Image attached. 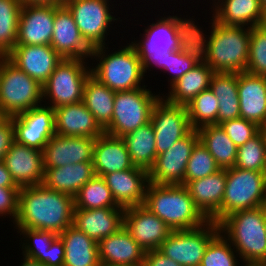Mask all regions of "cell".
<instances>
[{
    "instance_id": "cell-1",
    "label": "cell",
    "mask_w": 266,
    "mask_h": 266,
    "mask_svg": "<svg viewBox=\"0 0 266 266\" xmlns=\"http://www.w3.org/2000/svg\"><path fill=\"white\" fill-rule=\"evenodd\" d=\"M74 197L45 187L43 184L19 190L18 214L12 226L61 234L72 226Z\"/></svg>"
},
{
    "instance_id": "cell-2",
    "label": "cell",
    "mask_w": 266,
    "mask_h": 266,
    "mask_svg": "<svg viewBox=\"0 0 266 266\" xmlns=\"http://www.w3.org/2000/svg\"><path fill=\"white\" fill-rule=\"evenodd\" d=\"M208 22L211 24L208 32L199 22L195 24V38L201 47L202 59L214 73L246 72L251 28L223 25L213 18Z\"/></svg>"
},
{
    "instance_id": "cell-3",
    "label": "cell",
    "mask_w": 266,
    "mask_h": 266,
    "mask_svg": "<svg viewBox=\"0 0 266 266\" xmlns=\"http://www.w3.org/2000/svg\"><path fill=\"white\" fill-rule=\"evenodd\" d=\"M182 15L163 14V17L158 14L155 22L144 27L139 39L134 37V40L129 41L138 53L145 74L152 71L153 67L164 71L167 52L181 50L195 37V17L186 15L185 18Z\"/></svg>"
},
{
    "instance_id": "cell-4",
    "label": "cell",
    "mask_w": 266,
    "mask_h": 266,
    "mask_svg": "<svg viewBox=\"0 0 266 266\" xmlns=\"http://www.w3.org/2000/svg\"><path fill=\"white\" fill-rule=\"evenodd\" d=\"M123 44L118 46L120 49L113 48L114 51H110L108 45L93 48L90 58L97 62L90 63L91 75L115 92L147 86L144 81L148 75L144 73L135 47L130 42Z\"/></svg>"
},
{
    "instance_id": "cell-5",
    "label": "cell",
    "mask_w": 266,
    "mask_h": 266,
    "mask_svg": "<svg viewBox=\"0 0 266 266\" xmlns=\"http://www.w3.org/2000/svg\"><path fill=\"white\" fill-rule=\"evenodd\" d=\"M143 205L172 231L194 229L208 221L196 208L184 185H157L149 182Z\"/></svg>"
},
{
    "instance_id": "cell-6",
    "label": "cell",
    "mask_w": 266,
    "mask_h": 266,
    "mask_svg": "<svg viewBox=\"0 0 266 266\" xmlns=\"http://www.w3.org/2000/svg\"><path fill=\"white\" fill-rule=\"evenodd\" d=\"M219 227L241 262H266V206L236 211L225 217Z\"/></svg>"
},
{
    "instance_id": "cell-7",
    "label": "cell",
    "mask_w": 266,
    "mask_h": 266,
    "mask_svg": "<svg viewBox=\"0 0 266 266\" xmlns=\"http://www.w3.org/2000/svg\"><path fill=\"white\" fill-rule=\"evenodd\" d=\"M43 104V86L17 68L6 57H0V109L7 116Z\"/></svg>"
},
{
    "instance_id": "cell-8",
    "label": "cell",
    "mask_w": 266,
    "mask_h": 266,
    "mask_svg": "<svg viewBox=\"0 0 266 266\" xmlns=\"http://www.w3.org/2000/svg\"><path fill=\"white\" fill-rule=\"evenodd\" d=\"M147 87L115 92L113 115L105 133L122 138L150 122L152 108L162 92L152 93Z\"/></svg>"
},
{
    "instance_id": "cell-9",
    "label": "cell",
    "mask_w": 266,
    "mask_h": 266,
    "mask_svg": "<svg viewBox=\"0 0 266 266\" xmlns=\"http://www.w3.org/2000/svg\"><path fill=\"white\" fill-rule=\"evenodd\" d=\"M261 206H266V173L237 167L226 169L221 221L236 211Z\"/></svg>"
},
{
    "instance_id": "cell-10",
    "label": "cell",
    "mask_w": 266,
    "mask_h": 266,
    "mask_svg": "<svg viewBox=\"0 0 266 266\" xmlns=\"http://www.w3.org/2000/svg\"><path fill=\"white\" fill-rule=\"evenodd\" d=\"M111 0H65L63 5L70 11L73 19L86 43L93 49L107 46L109 32L114 29L112 24L122 22L123 19L114 15ZM112 4V5H110ZM112 29H109V28ZM109 29V30H108ZM106 40L108 41L106 43Z\"/></svg>"
},
{
    "instance_id": "cell-11",
    "label": "cell",
    "mask_w": 266,
    "mask_h": 266,
    "mask_svg": "<svg viewBox=\"0 0 266 266\" xmlns=\"http://www.w3.org/2000/svg\"><path fill=\"white\" fill-rule=\"evenodd\" d=\"M89 62L63 59L43 85V103L55 109L81 102L85 81L91 74Z\"/></svg>"
},
{
    "instance_id": "cell-12",
    "label": "cell",
    "mask_w": 266,
    "mask_h": 266,
    "mask_svg": "<svg viewBox=\"0 0 266 266\" xmlns=\"http://www.w3.org/2000/svg\"><path fill=\"white\" fill-rule=\"evenodd\" d=\"M219 233V224L208 220L194 229L172 231L158 250L182 266H200L208 244Z\"/></svg>"
},
{
    "instance_id": "cell-13",
    "label": "cell",
    "mask_w": 266,
    "mask_h": 266,
    "mask_svg": "<svg viewBox=\"0 0 266 266\" xmlns=\"http://www.w3.org/2000/svg\"><path fill=\"white\" fill-rule=\"evenodd\" d=\"M198 141V132L192 129L167 151L157 155L153 167L148 172L149 182L157 185L185 186L186 166Z\"/></svg>"
},
{
    "instance_id": "cell-14",
    "label": "cell",
    "mask_w": 266,
    "mask_h": 266,
    "mask_svg": "<svg viewBox=\"0 0 266 266\" xmlns=\"http://www.w3.org/2000/svg\"><path fill=\"white\" fill-rule=\"evenodd\" d=\"M150 122L155 132L157 155L167 151L192 130L187 107L171 104L162 96L152 108Z\"/></svg>"
},
{
    "instance_id": "cell-15",
    "label": "cell",
    "mask_w": 266,
    "mask_h": 266,
    "mask_svg": "<svg viewBox=\"0 0 266 266\" xmlns=\"http://www.w3.org/2000/svg\"><path fill=\"white\" fill-rule=\"evenodd\" d=\"M12 123L17 143L41 151L56 134L54 109L45 104L12 116Z\"/></svg>"
},
{
    "instance_id": "cell-16",
    "label": "cell",
    "mask_w": 266,
    "mask_h": 266,
    "mask_svg": "<svg viewBox=\"0 0 266 266\" xmlns=\"http://www.w3.org/2000/svg\"><path fill=\"white\" fill-rule=\"evenodd\" d=\"M123 226L146 252L156 250L171 234V228L144 205L125 208Z\"/></svg>"
},
{
    "instance_id": "cell-17",
    "label": "cell",
    "mask_w": 266,
    "mask_h": 266,
    "mask_svg": "<svg viewBox=\"0 0 266 266\" xmlns=\"http://www.w3.org/2000/svg\"><path fill=\"white\" fill-rule=\"evenodd\" d=\"M50 46L63 59L89 61L92 48L83 39L70 11L64 5H55L54 31Z\"/></svg>"
},
{
    "instance_id": "cell-18",
    "label": "cell",
    "mask_w": 266,
    "mask_h": 266,
    "mask_svg": "<svg viewBox=\"0 0 266 266\" xmlns=\"http://www.w3.org/2000/svg\"><path fill=\"white\" fill-rule=\"evenodd\" d=\"M5 57L42 86L63 60L50 45H16Z\"/></svg>"
},
{
    "instance_id": "cell-19",
    "label": "cell",
    "mask_w": 266,
    "mask_h": 266,
    "mask_svg": "<svg viewBox=\"0 0 266 266\" xmlns=\"http://www.w3.org/2000/svg\"><path fill=\"white\" fill-rule=\"evenodd\" d=\"M55 5H22L16 45H50Z\"/></svg>"
},
{
    "instance_id": "cell-20",
    "label": "cell",
    "mask_w": 266,
    "mask_h": 266,
    "mask_svg": "<svg viewBox=\"0 0 266 266\" xmlns=\"http://www.w3.org/2000/svg\"><path fill=\"white\" fill-rule=\"evenodd\" d=\"M3 162L19 188L42 184L45 170L43 151L15 141Z\"/></svg>"
},
{
    "instance_id": "cell-21",
    "label": "cell",
    "mask_w": 266,
    "mask_h": 266,
    "mask_svg": "<svg viewBox=\"0 0 266 266\" xmlns=\"http://www.w3.org/2000/svg\"><path fill=\"white\" fill-rule=\"evenodd\" d=\"M96 138L55 134L43 149L44 168L93 162Z\"/></svg>"
},
{
    "instance_id": "cell-22",
    "label": "cell",
    "mask_w": 266,
    "mask_h": 266,
    "mask_svg": "<svg viewBox=\"0 0 266 266\" xmlns=\"http://www.w3.org/2000/svg\"><path fill=\"white\" fill-rule=\"evenodd\" d=\"M102 178L119 207L125 209L144 204L149 183L147 170L134 166L124 171L105 174Z\"/></svg>"
},
{
    "instance_id": "cell-23",
    "label": "cell",
    "mask_w": 266,
    "mask_h": 266,
    "mask_svg": "<svg viewBox=\"0 0 266 266\" xmlns=\"http://www.w3.org/2000/svg\"><path fill=\"white\" fill-rule=\"evenodd\" d=\"M187 188L196 208L207 219L221 222V204L226 187V169H220L207 177L189 181Z\"/></svg>"
},
{
    "instance_id": "cell-24",
    "label": "cell",
    "mask_w": 266,
    "mask_h": 266,
    "mask_svg": "<svg viewBox=\"0 0 266 266\" xmlns=\"http://www.w3.org/2000/svg\"><path fill=\"white\" fill-rule=\"evenodd\" d=\"M54 119L60 136L98 138L105 132L82 101L55 108Z\"/></svg>"
},
{
    "instance_id": "cell-25",
    "label": "cell",
    "mask_w": 266,
    "mask_h": 266,
    "mask_svg": "<svg viewBox=\"0 0 266 266\" xmlns=\"http://www.w3.org/2000/svg\"><path fill=\"white\" fill-rule=\"evenodd\" d=\"M124 210V208L74 209L72 226L99 243L123 227Z\"/></svg>"
},
{
    "instance_id": "cell-26",
    "label": "cell",
    "mask_w": 266,
    "mask_h": 266,
    "mask_svg": "<svg viewBox=\"0 0 266 266\" xmlns=\"http://www.w3.org/2000/svg\"><path fill=\"white\" fill-rule=\"evenodd\" d=\"M238 96L240 117L263 129L266 125V76L238 73Z\"/></svg>"
},
{
    "instance_id": "cell-27",
    "label": "cell",
    "mask_w": 266,
    "mask_h": 266,
    "mask_svg": "<svg viewBox=\"0 0 266 266\" xmlns=\"http://www.w3.org/2000/svg\"><path fill=\"white\" fill-rule=\"evenodd\" d=\"M210 5L213 14L209 18L227 26L251 28L263 25L266 18L260 0H212Z\"/></svg>"
},
{
    "instance_id": "cell-28",
    "label": "cell",
    "mask_w": 266,
    "mask_h": 266,
    "mask_svg": "<svg viewBox=\"0 0 266 266\" xmlns=\"http://www.w3.org/2000/svg\"><path fill=\"white\" fill-rule=\"evenodd\" d=\"M98 252L100 264H144L145 251L132 238L124 226L116 233L103 238L98 243Z\"/></svg>"
},
{
    "instance_id": "cell-29",
    "label": "cell",
    "mask_w": 266,
    "mask_h": 266,
    "mask_svg": "<svg viewBox=\"0 0 266 266\" xmlns=\"http://www.w3.org/2000/svg\"><path fill=\"white\" fill-rule=\"evenodd\" d=\"M93 166L96 176L124 171L134 167L125 141L121 137L103 133L96 138L93 153Z\"/></svg>"
},
{
    "instance_id": "cell-30",
    "label": "cell",
    "mask_w": 266,
    "mask_h": 266,
    "mask_svg": "<svg viewBox=\"0 0 266 266\" xmlns=\"http://www.w3.org/2000/svg\"><path fill=\"white\" fill-rule=\"evenodd\" d=\"M42 184L52 190L75 196L95 176L93 162L44 168Z\"/></svg>"
},
{
    "instance_id": "cell-31",
    "label": "cell",
    "mask_w": 266,
    "mask_h": 266,
    "mask_svg": "<svg viewBox=\"0 0 266 266\" xmlns=\"http://www.w3.org/2000/svg\"><path fill=\"white\" fill-rule=\"evenodd\" d=\"M213 74V70L201 59L193 69L168 87V94L163 93L162 97L171 104L186 106L202 91L209 89Z\"/></svg>"
},
{
    "instance_id": "cell-32",
    "label": "cell",
    "mask_w": 266,
    "mask_h": 266,
    "mask_svg": "<svg viewBox=\"0 0 266 266\" xmlns=\"http://www.w3.org/2000/svg\"><path fill=\"white\" fill-rule=\"evenodd\" d=\"M65 246L63 266H100L98 243L74 226L59 234Z\"/></svg>"
},
{
    "instance_id": "cell-33",
    "label": "cell",
    "mask_w": 266,
    "mask_h": 266,
    "mask_svg": "<svg viewBox=\"0 0 266 266\" xmlns=\"http://www.w3.org/2000/svg\"><path fill=\"white\" fill-rule=\"evenodd\" d=\"M209 88L219 101L218 125L240 117L238 73H214Z\"/></svg>"
},
{
    "instance_id": "cell-34",
    "label": "cell",
    "mask_w": 266,
    "mask_h": 266,
    "mask_svg": "<svg viewBox=\"0 0 266 266\" xmlns=\"http://www.w3.org/2000/svg\"><path fill=\"white\" fill-rule=\"evenodd\" d=\"M115 91L99 82L91 74L85 81L82 102L105 129L110 123L114 110Z\"/></svg>"
},
{
    "instance_id": "cell-35",
    "label": "cell",
    "mask_w": 266,
    "mask_h": 266,
    "mask_svg": "<svg viewBox=\"0 0 266 266\" xmlns=\"http://www.w3.org/2000/svg\"><path fill=\"white\" fill-rule=\"evenodd\" d=\"M199 141L210 152L221 169L232 168L237 158L238 147L218 124L206 125L198 130Z\"/></svg>"
},
{
    "instance_id": "cell-36",
    "label": "cell",
    "mask_w": 266,
    "mask_h": 266,
    "mask_svg": "<svg viewBox=\"0 0 266 266\" xmlns=\"http://www.w3.org/2000/svg\"><path fill=\"white\" fill-rule=\"evenodd\" d=\"M135 167L149 170L153 167L157 152L155 132L151 122L122 137Z\"/></svg>"
},
{
    "instance_id": "cell-37",
    "label": "cell",
    "mask_w": 266,
    "mask_h": 266,
    "mask_svg": "<svg viewBox=\"0 0 266 266\" xmlns=\"http://www.w3.org/2000/svg\"><path fill=\"white\" fill-rule=\"evenodd\" d=\"M201 59V47L195 37L181 50L167 52L163 73L168 72L167 75H170L167 80L168 86L170 87L185 73L193 69Z\"/></svg>"
},
{
    "instance_id": "cell-38",
    "label": "cell",
    "mask_w": 266,
    "mask_h": 266,
    "mask_svg": "<svg viewBox=\"0 0 266 266\" xmlns=\"http://www.w3.org/2000/svg\"><path fill=\"white\" fill-rule=\"evenodd\" d=\"M122 208L119 207L105 180L94 176L74 196V209Z\"/></svg>"
},
{
    "instance_id": "cell-39",
    "label": "cell",
    "mask_w": 266,
    "mask_h": 266,
    "mask_svg": "<svg viewBox=\"0 0 266 266\" xmlns=\"http://www.w3.org/2000/svg\"><path fill=\"white\" fill-rule=\"evenodd\" d=\"M20 0H0V57H5L17 42Z\"/></svg>"
},
{
    "instance_id": "cell-40",
    "label": "cell",
    "mask_w": 266,
    "mask_h": 266,
    "mask_svg": "<svg viewBox=\"0 0 266 266\" xmlns=\"http://www.w3.org/2000/svg\"><path fill=\"white\" fill-rule=\"evenodd\" d=\"M186 107L192 129L217 124L219 101L210 88L198 94Z\"/></svg>"
},
{
    "instance_id": "cell-41",
    "label": "cell",
    "mask_w": 266,
    "mask_h": 266,
    "mask_svg": "<svg viewBox=\"0 0 266 266\" xmlns=\"http://www.w3.org/2000/svg\"><path fill=\"white\" fill-rule=\"evenodd\" d=\"M234 167L266 173V130L238 147Z\"/></svg>"
},
{
    "instance_id": "cell-42",
    "label": "cell",
    "mask_w": 266,
    "mask_h": 266,
    "mask_svg": "<svg viewBox=\"0 0 266 266\" xmlns=\"http://www.w3.org/2000/svg\"><path fill=\"white\" fill-rule=\"evenodd\" d=\"M17 233L21 237L19 247L22 255L46 265V252L58 235L53 231L38 229H19Z\"/></svg>"
},
{
    "instance_id": "cell-43",
    "label": "cell",
    "mask_w": 266,
    "mask_h": 266,
    "mask_svg": "<svg viewBox=\"0 0 266 266\" xmlns=\"http://www.w3.org/2000/svg\"><path fill=\"white\" fill-rule=\"evenodd\" d=\"M239 258L232 244L219 233L208 244L200 266H240Z\"/></svg>"
},
{
    "instance_id": "cell-44",
    "label": "cell",
    "mask_w": 266,
    "mask_h": 266,
    "mask_svg": "<svg viewBox=\"0 0 266 266\" xmlns=\"http://www.w3.org/2000/svg\"><path fill=\"white\" fill-rule=\"evenodd\" d=\"M220 169L210 152L198 141L192 149L186 166L185 185L189 181L214 174Z\"/></svg>"
},
{
    "instance_id": "cell-45",
    "label": "cell",
    "mask_w": 266,
    "mask_h": 266,
    "mask_svg": "<svg viewBox=\"0 0 266 266\" xmlns=\"http://www.w3.org/2000/svg\"><path fill=\"white\" fill-rule=\"evenodd\" d=\"M246 72L255 76H266V27H251Z\"/></svg>"
},
{
    "instance_id": "cell-46",
    "label": "cell",
    "mask_w": 266,
    "mask_h": 266,
    "mask_svg": "<svg viewBox=\"0 0 266 266\" xmlns=\"http://www.w3.org/2000/svg\"><path fill=\"white\" fill-rule=\"evenodd\" d=\"M219 125L237 147L244 145L262 130L256 123L241 117L225 121Z\"/></svg>"
},
{
    "instance_id": "cell-47",
    "label": "cell",
    "mask_w": 266,
    "mask_h": 266,
    "mask_svg": "<svg viewBox=\"0 0 266 266\" xmlns=\"http://www.w3.org/2000/svg\"><path fill=\"white\" fill-rule=\"evenodd\" d=\"M19 190V187H0V218L7 216L13 224L18 214Z\"/></svg>"
},
{
    "instance_id": "cell-48",
    "label": "cell",
    "mask_w": 266,
    "mask_h": 266,
    "mask_svg": "<svg viewBox=\"0 0 266 266\" xmlns=\"http://www.w3.org/2000/svg\"><path fill=\"white\" fill-rule=\"evenodd\" d=\"M15 142V130L12 117H7L0 124V161L4 159L11 145Z\"/></svg>"
},
{
    "instance_id": "cell-49",
    "label": "cell",
    "mask_w": 266,
    "mask_h": 266,
    "mask_svg": "<svg viewBox=\"0 0 266 266\" xmlns=\"http://www.w3.org/2000/svg\"><path fill=\"white\" fill-rule=\"evenodd\" d=\"M65 258V246L58 235L46 252V266H63Z\"/></svg>"
},
{
    "instance_id": "cell-50",
    "label": "cell",
    "mask_w": 266,
    "mask_h": 266,
    "mask_svg": "<svg viewBox=\"0 0 266 266\" xmlns=\"http://www.w3.org/2000/svg\"><path fill=\"white\" fill-rule=\"evenodd\" d=\"M143 266H182L161 253L158 249L145 252Z\"/></svg>"
},
{
    "instance_id": "cell-51",
    "label": "cell",
    "mask_w": 266,
    "mask_h": 266,
    "mask_svg": "<svg viewBox=\"0 0 266 266\" xmlns=\"http://www.w3.org/2000/svg\"><path fill=\"white\" fill-rule=\"evenodd\" d=\"M0 187H18L3 160L0 161Z\"/></svg>"
},
{
    "instance_id": "cell-52",
    "label": "cell",
    "mask_w": 266,
    "mask_h": 266,
    "mask_svg": "<svg viewBox=\"0 0 266 266\" xmlns=\"http://www.w3.org/2000/svg\"><path fill=\"white\" fill-rule=\"evenodd\" d=\"M65 0H20L22 5H63Z\"/></svg>"
},
{
    "instance_id": "cell-53",
    "label": "cell",
    "mask_w": 266,
    "mask_h": 266,
    "mask_svg": "<svg viewBox=\"0 0 266 266\" xmlns=\"http://www.w3.org/2000/svg\"><path fill=\"white\" fill-rule=\"evenodd\" d=\"M23 260H21V264L18 265V266H46L40 262H37L36 260H32V259H29V258H26V257H22Z\"/></svg>"
},
{
    "instance_id": "cell-54",
    "label": "cell",
    "mask_w": 266,
    "mask_h": 266,
    "mask_svg": "<svg viewBox=\"0 0 266 266\" xmlns=\"http://www.w3.org/2000/svg\"><path fill=\"white\" fill-rule=\"evenodd\" d=\"M241 266H266L265 262H241Z\"/></svg>"
},
{
    "instance_id": "cell-55",
    "label": "cell",
    "mask_w": 266,
    "mask_h": 266,
    "mask_svg": "<svg viewBox=\"0 0 266 266\" xmlns=\"http://www.w3.org/2000/svg\"><path fill=\"white\" fill-rule=\"evenodd\" d=\"M260 4L266 17V0H260Z\"/></svg>"
},
{
    "instance_id": "cell-56",
    "label": "cell",
    "mask_w": 266,
    "mask_h": 266,
    "mask_svg": "<svg viewBox=\"0 0 266 266\" xmlns=\"http://www.w3.org/2000/svg\"><path fill=\"white\" fill-rule=\"evenodd\" d=\"M7 118V116L0 109V124Z\"/></svg>"
},
{
    "instance_id": "cell-57",
    "label": "cell",
    "mask_w": 266,
    "mask_h": 266,
    "mask_svg": "<svg viewBox=\"0 0 266 266\" xmlns=\"http://www.w3.org/2000/svg\"><path fill=\"white\" fill-rule=\"evenodd\" d=\"M100 266H143V265H111V264H100Z\"/></svg>"
},
{
    "instance_id": "cell-58",
    "label": "cell",
    "mask_w": 266,
    "mask_h": 266,
    "mask_svg": "<svg viewBox=\"0 0 266 266\" xmlns=\"http://www.w3.org/2000/svg\"><path fill=\"white\" fill-rule=\"evenodd\" d=\"M263 25L266 27V18H265V20H264V22H263Z\"/></svg>"
}]
</instances>
